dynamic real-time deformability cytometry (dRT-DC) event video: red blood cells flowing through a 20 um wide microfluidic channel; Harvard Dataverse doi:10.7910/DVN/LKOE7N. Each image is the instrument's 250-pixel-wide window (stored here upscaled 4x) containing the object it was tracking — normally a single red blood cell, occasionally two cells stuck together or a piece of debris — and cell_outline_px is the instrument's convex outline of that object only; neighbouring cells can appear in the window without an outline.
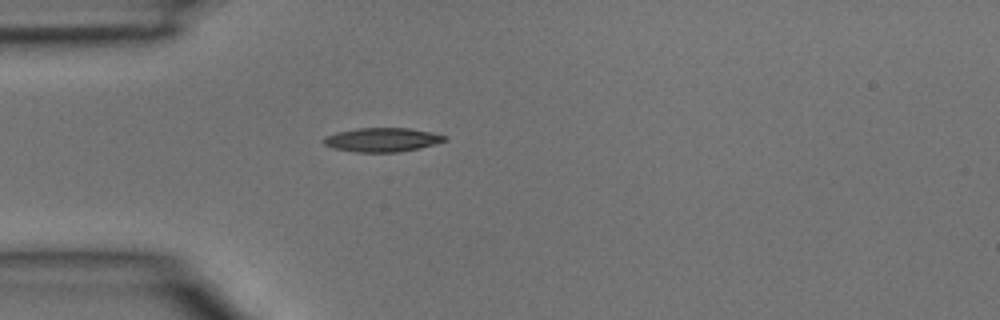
{"species": "common noctule bat (a hibernating species)", "species_latin": "Nyctalus noctula", "temperature_condition": "room temperature", "stored_images_in_passage": 1, "camera_frame_rate_fps": 3000, "um_per_image_px": 0.085, "animal": {"sex": "male", "body_mass_g": 15.6}, "frame": {"image": 1, "passage_image": 1, "time_ms": 0.0, "image_size_px": [1000, 320], "cell_outline_px": [[448, 140], [436, 144], [420, 148], [400, 152], [356, 152], [332, 148], [324, 144], [324, 136], [336, 132], [356, 128], [408, 128], [432, 132], [448, 136]], "centroid_in_image_um": [32.51, 11.88], "position_along_channel_um": 52.5, "area_um2": 17.11}}